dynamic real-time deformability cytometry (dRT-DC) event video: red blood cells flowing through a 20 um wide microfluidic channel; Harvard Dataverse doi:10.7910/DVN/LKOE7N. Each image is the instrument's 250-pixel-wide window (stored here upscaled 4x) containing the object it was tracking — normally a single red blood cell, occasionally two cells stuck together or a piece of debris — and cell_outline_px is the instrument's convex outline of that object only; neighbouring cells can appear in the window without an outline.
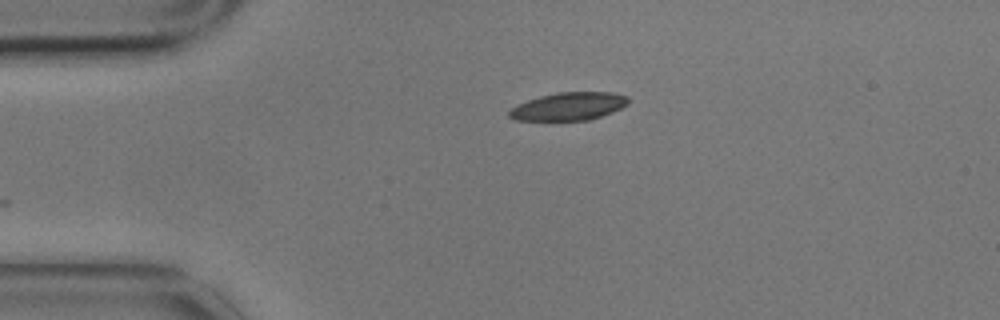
{"species": "common noctule bat (a hibernating species)", "species_latin": "Nyctalus noctula", "temperature_condition": "cold", "stored_images_in_passage": 2, "camera_frame_rate_fps": 3000, "um_per_image_px": 0.085, "animal": {"sex": "male", "body_mass_g": 17.9}, "frame": {"image": 1, "passage_image": 1, "time_ms": 0.0, "image_size_px": [1000, 320], "cell_outline_px": [[628, 104], [612, 112], [588, 120], [516, 120], [508, 116], [508, 112], [516, 104], [540, 96], [556, 92], [612, 92], [628, 96]], "centroid_in_image_um": [48.33, 9.03], "position_along_channel_um": 36.7, "area_um2": 19.31}}